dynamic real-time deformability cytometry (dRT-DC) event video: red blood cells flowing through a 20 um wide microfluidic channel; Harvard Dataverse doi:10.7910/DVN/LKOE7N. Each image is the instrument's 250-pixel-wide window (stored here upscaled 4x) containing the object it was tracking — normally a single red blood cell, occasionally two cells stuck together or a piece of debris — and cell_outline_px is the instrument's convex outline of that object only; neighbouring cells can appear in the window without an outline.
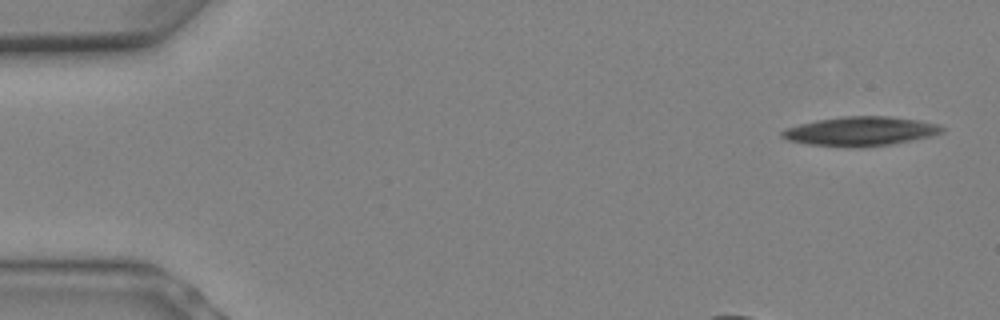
{"species": "Egyptian fruit bat (a non-hibernating species)", "species_latin": "Rousettus aegyptiacus", "temperature_condition": "warm", "stored_images_in_passage": 5, "camera_frame_rate_fps": 3000, "um_per_image_px": 0.085, "animal": {"sex": "female"}, "frame": {"image": 1, "passage_image": 1, "time_ms": 0.0, "image_size_px": [1000, 320], "cell_outline_px": [[944, 132], [912, 140], [892, 144], [864, 148], [848, 148], [808, 144], [788, 140], [780, 136], [780, 132], [788, 128], [800, 124], [816, 120], [844, 116], [888, 116], [916, 120], [940, 124], [944, 128]], "centroid_in_image_um": [73.14, 11.17], "position_along_channel_um": 11.9, "area_um2": 27.34}}